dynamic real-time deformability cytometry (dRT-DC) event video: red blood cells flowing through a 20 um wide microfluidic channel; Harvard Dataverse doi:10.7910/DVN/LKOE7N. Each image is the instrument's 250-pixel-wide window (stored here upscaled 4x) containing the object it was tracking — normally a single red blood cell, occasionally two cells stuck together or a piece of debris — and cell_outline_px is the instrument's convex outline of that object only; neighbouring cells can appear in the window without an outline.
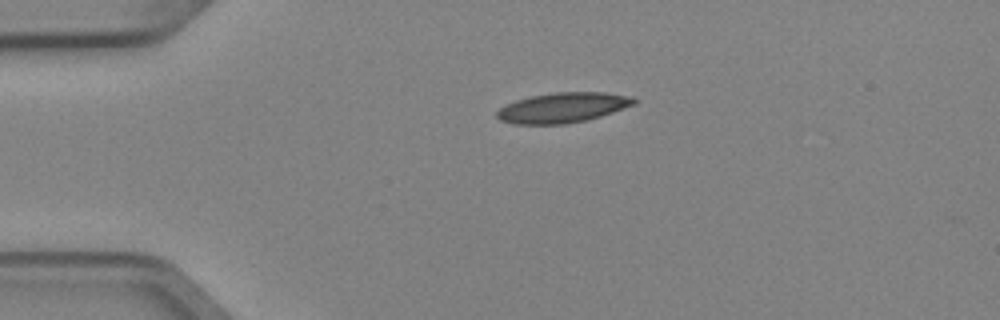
{"species": "Egyptian fruit bat (a non-hibernating species)", "species_latin": "Rousettus aegyptiacus", "temperature_condition": "cold", "stored_images_in_passage": 2, "camera_frame_rate_fps": 3000, "um_per_image_px": 0.085, "animal": {"sex": "female"}, "frame": {"image": 1, "passage_image": 1, "time_ms": 0.0, "image_size_px": [1000, 320], "cell_outline_px": [[636, 104], [600, 116], [584, 120], [564, 124], [516, 124], [500, 120], [496, 116], [496, 112], [500, 108], [516, 100], [532, 96], [552, 92], [604, 92], [632, 96], [636, 100]], "centroid_in_image_um": [47.84, 9.14], "position_along_channel_um": 37.2, "area_um2": 23.87}}